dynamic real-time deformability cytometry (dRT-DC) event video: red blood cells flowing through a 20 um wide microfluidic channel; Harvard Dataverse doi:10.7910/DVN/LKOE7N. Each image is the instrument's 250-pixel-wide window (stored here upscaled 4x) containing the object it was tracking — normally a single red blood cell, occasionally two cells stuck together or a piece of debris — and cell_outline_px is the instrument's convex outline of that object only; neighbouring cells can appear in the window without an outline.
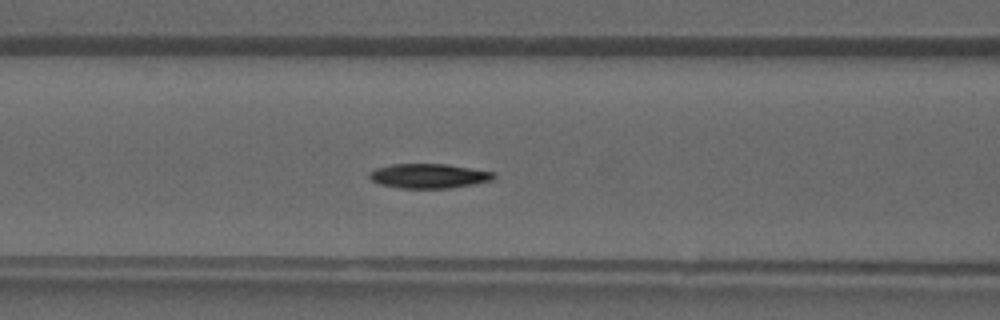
{"species": "common noctule bat (a hibernating species)", "species_latin": "Nyctalus noctula", "temperature_condition": "warm", "stored_images_in_passage": 29, "camera_frame_rate_fps": 3000, "um_per_image_px": 0.085, "animal": {"sex": "male", "forearm_length_mm": 52.5}, "frame": {"image": 1, "passage_image": 5, "time_ms": 1.333, "image_size_px": [1000, 320], "cell_outline_px": [[496, 176], [492, 180], [476, 184], [448, 188], [400, 188], [380, 184], [372, 180], [368, 176], [368, 172], [376, 168], [392, 164], [444, 164], [496, 172]], "centroid_in_image_um": [36.46, 14.95], "position_along_channel_um": 130.1, "area_um2": 17.8}}
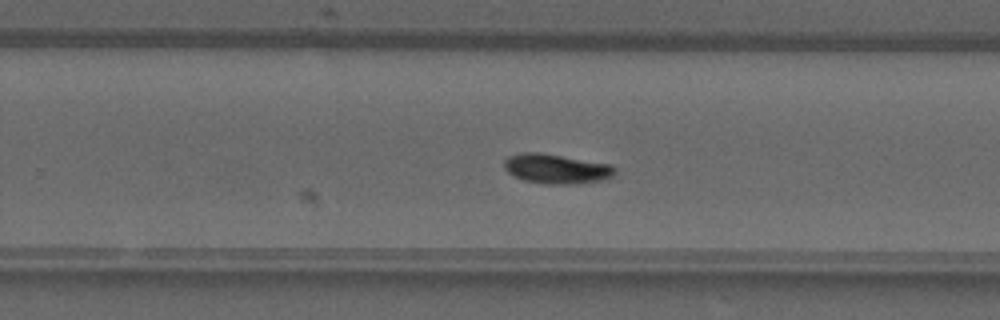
{"frame": {"image": 2, "passage_image": 14, "time_ms": 4.333, "image_size_px": [1000, 320], "cell_outline_px": [[616, 172], [612, 176], [604, 180], [576, 184], [544, 184], [524, 180], [512, 176], [504, 168], [504, 160], [508, 156], [520, 152], [540, 152], [612, 164], [616, 168]], "centroid_in_image_um": [47.29, 14.34], "position_along_channel_um": 282.5, "area_um2": 19.48}}
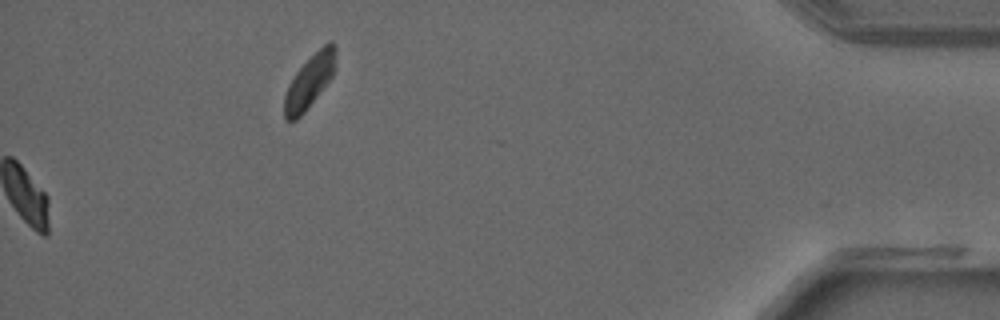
{"frame": {"image": 3, "passage_image": 29, "time_ms": 9.333, "image_size_px": [1000, 320], "cell_outline_px": [[336, 52], [332, 76], [304, 112], [296, 120], [284, 120], [284, 96], [288, 84], [296, 72], [328, 40], [332, 40], [336, 44]], "centroid_in_image_um": [26.29, 6.91], "position_along_channel_um": 408.9, "area_um2": 15.55}}